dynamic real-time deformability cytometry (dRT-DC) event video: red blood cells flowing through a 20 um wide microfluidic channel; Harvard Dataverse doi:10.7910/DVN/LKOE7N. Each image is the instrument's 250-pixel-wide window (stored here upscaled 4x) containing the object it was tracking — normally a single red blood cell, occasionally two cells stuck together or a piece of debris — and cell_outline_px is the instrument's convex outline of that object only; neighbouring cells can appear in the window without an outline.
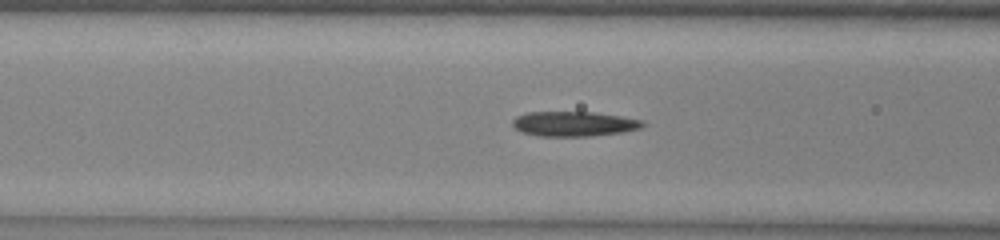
{"species": "common noctule bat (a hibernating species)", "species_latin": "Nyctalus noctula", "temperature_condition": "warm", "stored_images_in_passage": 24, "camera_frame_rate_fps": 3000, "um_per_image_px": 0.085, "animal": {"sex": "male", "body_mass_g": 13.0, "forearm_length_mm": 53.1}, "frame": {"image": 1, "passage_image": 4, "time_ms": 1.0, "image_size_px": [1000, 240], "cell_outline_px": [[648, 124], [640, 128], [624, 132], [588, 136], [540, 136], [520, 132], [512, 124], [512, 120], [516, 116], [528, 112], [592, 112], [620, 116], [644, 120]], "centroid_in_image_um": [48.81, 10.52], "position_along_channel_um": 117.8, "area_um2": 18.96}}
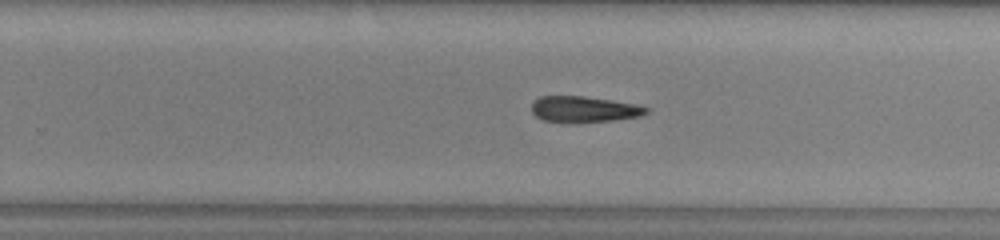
{"frame": {"image": 2, "passage_image": 16, "time_ms": 5.0, "image_size_px": [1000, 240], "cell_outline_px": [[652, 108], [648, 112], [640, 116], [616, 120], [544, 120], [536, 116], [532, 112], [532, 100], [540, 96], [584, 96], [612, 100], [636, 104]], "centroid_in_image_um": [49.68, 9.24], "position_along_channel_um": 280.1, "area_um2": 16.82}}
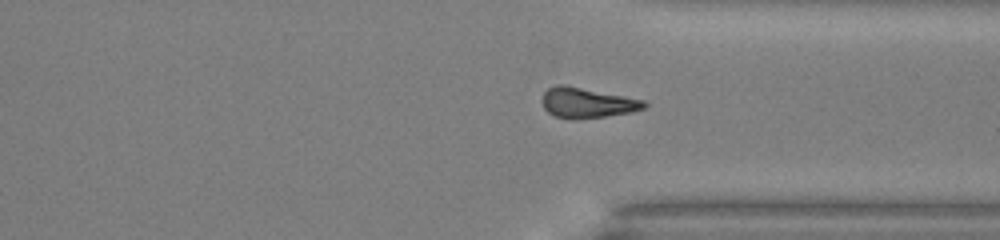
{"frame": {"image": 3, "passage_image": 22, "time_ms": 7.0, "image_size_px": [1000, 240], "cell_outline_px": [[648, 104], [644, 108], [632, 112], [576, 120], [568, 120], [556, 116], [548, 112], [544, 108], [540, 100], [544, 92], [548, 88], [556, 84], [564, 84], [644, 100]], "centroid_in_image_um": [49.85, 8.74], "position_along_channel_um": 361.5, "area_um2": 18.15}}